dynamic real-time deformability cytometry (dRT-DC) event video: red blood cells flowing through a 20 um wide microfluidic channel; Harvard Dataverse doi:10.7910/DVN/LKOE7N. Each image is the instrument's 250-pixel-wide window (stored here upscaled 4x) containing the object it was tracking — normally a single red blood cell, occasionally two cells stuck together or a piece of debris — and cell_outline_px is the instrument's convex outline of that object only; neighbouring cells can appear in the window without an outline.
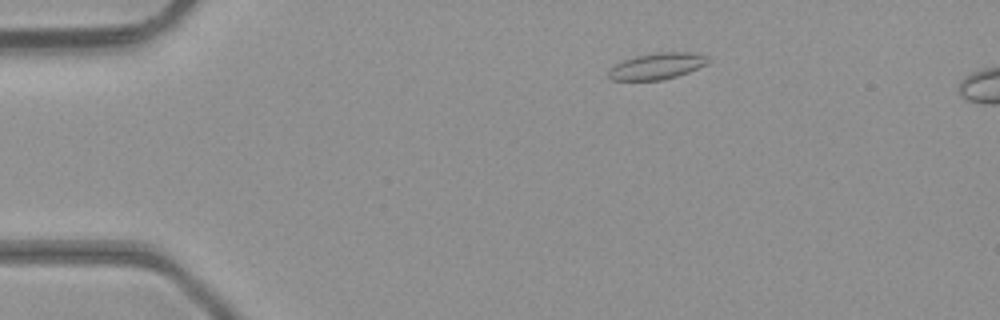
{"species": "common noctule bat (a hibernating species)", "species_latin": "Nyctalus noctula", "temperature_condition": "room temperature", "stored_images_in_passage": 4, "camera_frame_rate_fps": 3000, "um_per_image_px": 0.085, "animal": {"sex": "male", "body_mass_g": 23.1, "forearm_length_mm": 52.7}, "frame": {"image": 1, "passage_image": 2, "time_ms": 0.333, "image_size_px": [1000, 320], "cell_outline_px": [[708, 64], [688, 72], [676, 76], [660, 80], [612, 80], [608, 76], [608, 68], [624, 60], [636, 56], [660, 52], [692, 52], [708, 56]], "centroid_in_image_um": [55.84, 5.62], "position_along_channel_um": 29.2, "area_um2": 15.2}}